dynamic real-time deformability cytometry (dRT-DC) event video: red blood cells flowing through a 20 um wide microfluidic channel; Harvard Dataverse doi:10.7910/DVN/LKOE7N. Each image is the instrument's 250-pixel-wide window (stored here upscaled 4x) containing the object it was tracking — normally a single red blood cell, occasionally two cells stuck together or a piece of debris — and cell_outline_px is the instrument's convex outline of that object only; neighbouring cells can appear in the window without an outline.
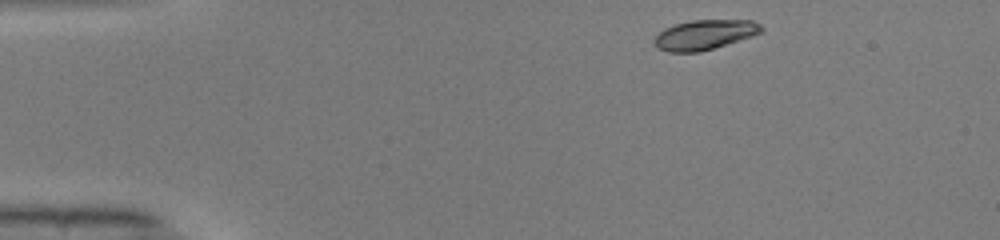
{"species": "common noctule bat (a hibernating species)", "species_latin": "Nyctalus noctula", "temperature_condition": "warm", "stored_images_in_passage": 43, "camera_frame_rate_fps": 3000, "um_per_image_px": 0.085, "animal": {"sex": "male", "body_mass_g": 19.0, "forearm_length_mm": 50.8}, "frame": {"image": 1, "passage_image": 1, "time_ms": 0.0, "image_size_px": [1000, 240], "cell_outline_px": [[764, 28], [760, 32], [752, 36], [700, 52], [668, 52], [660, 48], [656, 44], [656, 36], [664, 28], [676, 24], [692, 20], [752, 20], [760, 24]], "centroid_in_image_um": [59.92, 2.94], "position_along_channel_um": 25.1, "area_um2": 18.26}}
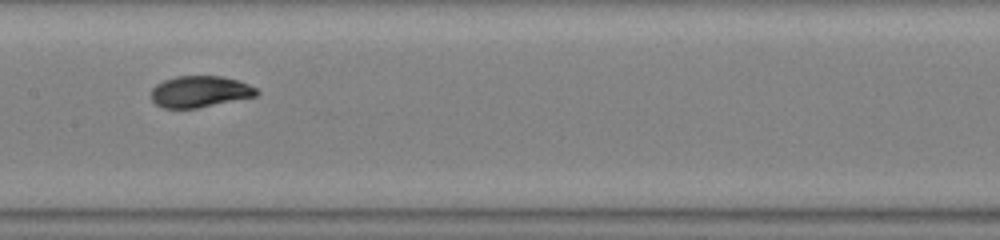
{"frame": {"image": 2, "passage_image": 19, "time_ms": 6.0, "image_size_px": [1000, 240], "cell_outline_px": [[260, 92], [256, 96], [196, 108], [164, 108], [156, 104], [152, 100], [152, 88], [156, 84], [164, 80], [176, 76], [220, 76], [240, 80], [256, 88]], "centroid_in_image_um": [17.0, 7.78], "position_along_channel_um": 190.4, "area_um2": 19.25}}
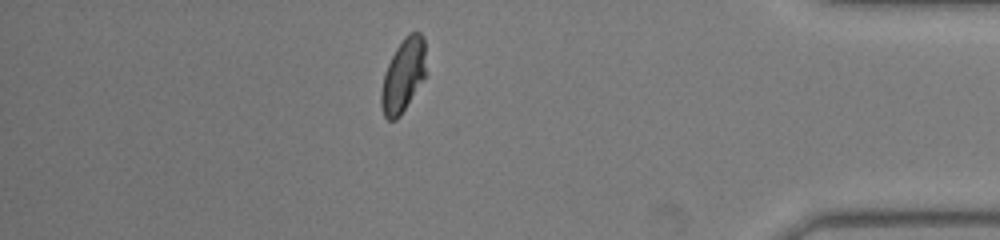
{"frame": {"image": 3, "passage_image": 37, "time_ms": 12.0, "image_size_px": [1000, 240], "cell_outline_px": [[424, 76], [400, 116], [396, 120], [388, 120], [384, 116], [380, 104], [380, 92], [384, 72], [396, 48], [404, 36], [408, 32], [420, 32], [424, 36]], "centroid_in_image_um": [34.22, 6.4], "position_along_channel_um": 401.0, "area_um2": 18.84}, "authors_computed_cell_mechanics": {"area_um2": 19.3052, "velocity_mm_per_s": 4.0762, "shape_relaxation_time_tau1_ms": 4.1031, "shape_relaxation_time_tau2_ms": null, "deformation_change_tau1": 0.1816, "deformation_change_tau2": null}}